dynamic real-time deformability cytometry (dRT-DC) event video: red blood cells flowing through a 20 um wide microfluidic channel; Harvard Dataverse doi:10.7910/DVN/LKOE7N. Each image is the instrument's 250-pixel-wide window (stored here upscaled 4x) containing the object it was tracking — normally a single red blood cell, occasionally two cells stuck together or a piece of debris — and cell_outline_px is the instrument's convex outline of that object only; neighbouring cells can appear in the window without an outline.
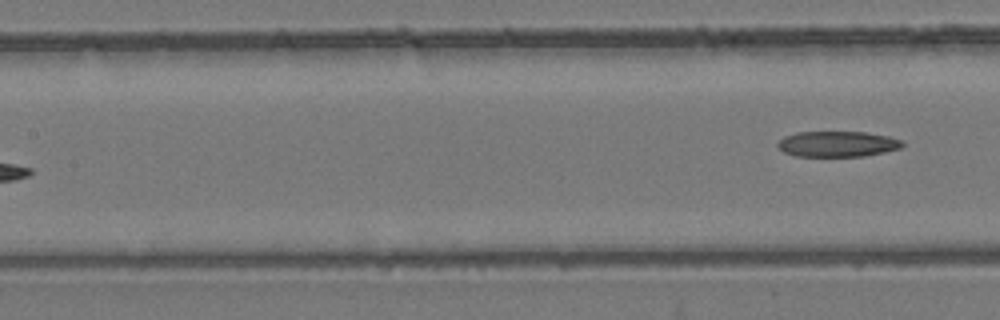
{"species": "common noctule bat (a hibernating species)", "species_latin": "Nyctalus noctula", "temperature_condition": "room temperature", "stored_images_in_passage": 6, "segment_of_instrument_passage": [2, 2], "camera_frame_rate_fps": 3000, "um_per_image_px": 0.085, "animal": {"sex": "female", "body_mass_g": 24.6, "forearm_length_mm": 56.2}, "frame": {"image": 1, "passage_image": 6, "time_ms": 1.667, "image_size_px": [1000, 320], "cell_outline_px": [[904, 148], [864, 156], [796, 156], [784, 152], [776, 144], [784, 136], [796, 132], [868, 132], [888, 136], [904, 140]], "centroid_in_image_um": [71.24, 12.23], "position_along_channel_um": 136.2, "area_um2": 18.79}}